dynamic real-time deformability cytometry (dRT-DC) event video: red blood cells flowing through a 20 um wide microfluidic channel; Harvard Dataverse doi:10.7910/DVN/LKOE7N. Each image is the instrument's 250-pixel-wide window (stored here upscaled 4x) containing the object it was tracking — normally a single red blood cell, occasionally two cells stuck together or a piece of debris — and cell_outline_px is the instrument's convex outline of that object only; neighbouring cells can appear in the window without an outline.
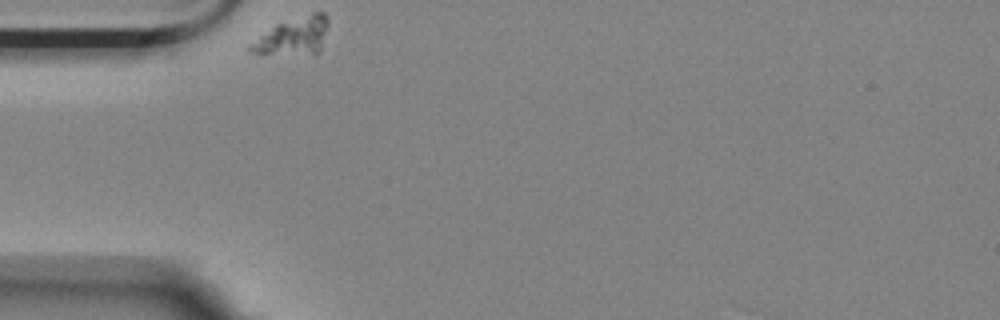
{"species": "Egyptian fruit bat (a non-hibernating species)", "species_latin": "Rousettus aegyptiacus", "temperature_condition": "room temperature", "stored_images_in_passage": 37, "camera_frame_rate_fps": 3000, "um_per_image_px": 0.085, "animal": {"sex": "female"}, "frame": {"image": 1, "passage_image": 1, "time_ms": 0.0, "image_size_px": [1000, 320], "cell_outline_px": [[328, 24], [320, 48], [316, 52], [248, 52], [244, 48], [276, 24], [312, 12], [324, 12], [328, 16]], "centroid_in_image_um": [24.93, 3.0], "position_along_channel_um": 60.1, "area_um2": 16.07}}
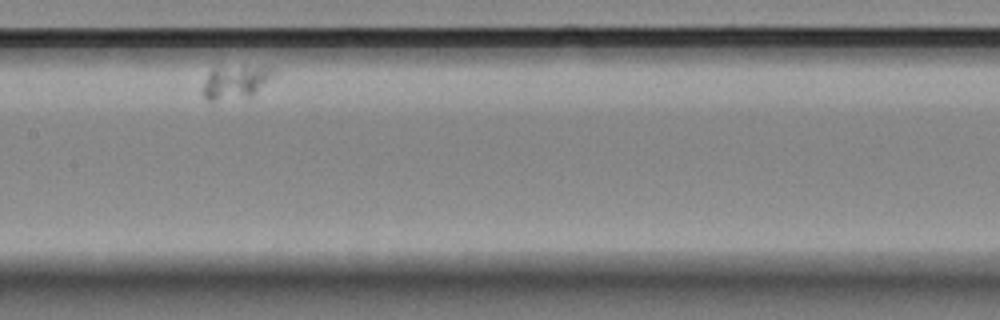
{"frame": {"image": 2, "passage_image": 16, "time_ms": 5.0, "image_size_px": [1000, 320], "cell_outline_px": [[276, 76], [252, 96], [216, 100], [208, 100], [204, 96], [204, 80], [208, 72], [212, 68], [244, 64], [264, 64], [276, 68]], "centroid_in_image_um": [20.15, 6.88], "position_along_channel_um": 187.3, "area_um2": 14.57}}
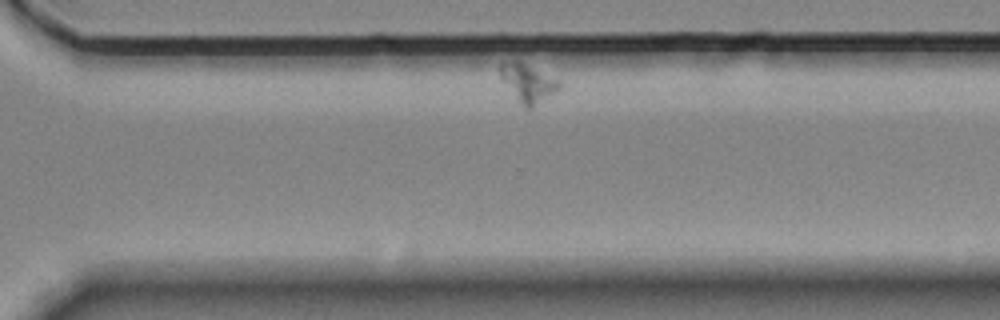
{"frame": {"image": 3, "passage_image": 32, "time_ms": 10.333, "image_size_px": [1000, 320], "cell_outline_px": [[560, 88], [556, 92], [532, 108], [524, 108], [500, 80], [496, 68], [500, 64], [524, 64], [560, 80]], "centroid_in_image_um": [44.85, 7.12], "position_along_channel_um": 325.8, "area_um2": 12.89}}